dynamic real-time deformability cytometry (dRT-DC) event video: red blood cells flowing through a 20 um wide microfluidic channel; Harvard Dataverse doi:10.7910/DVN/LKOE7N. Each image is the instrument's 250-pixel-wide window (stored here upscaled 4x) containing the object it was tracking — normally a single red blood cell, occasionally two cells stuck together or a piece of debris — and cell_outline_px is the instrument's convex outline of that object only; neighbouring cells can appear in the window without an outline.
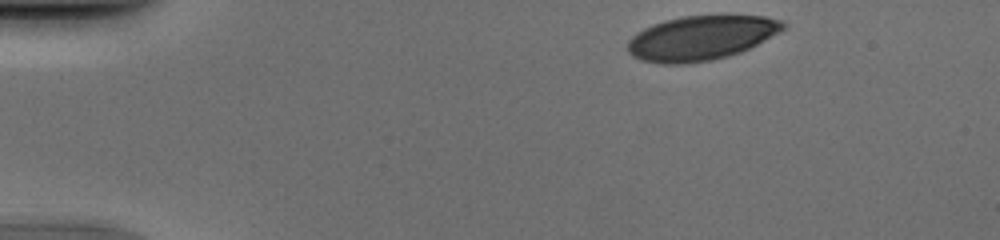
{"species": "human", "species_latin": "Homo sapiens", "temperature_condition": "cold", "stored_images_in_passage": 44, "camera_frame_rate_fps": 3000, "um_per_image_px": 0.085, "donor": {"sex": "male"}, "frame": {"image": 1, "passage_image": 1, "time_ms": 0.0, "image_size_px": [1000, 240], "cell_outline_px": [[784, 28], [756, 44], [740, 52], [728, 56], [712, 60], [684, 64], [664, 64], [640, 60], [632, 56], [628, 52], [628, 40], [636, 32], [652, 24], [664, 20], [680, 16], [720, 12], [728, 12], [764, 16], [780, 20], [784, 24]], "centroid_in_image_um": [59.57, 3.17], "position_along_channel_um": 25.4, "area_um2": 41.27}}
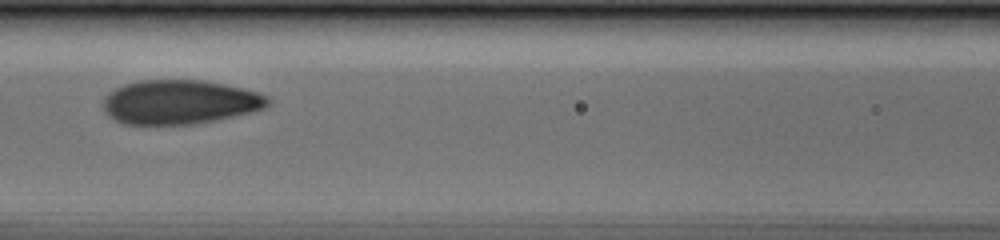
{"frame": {"image": 2, "passage_image": 17, "time_ms": 5.333, "image_size_px": [1000, 240], "cell_outline_px": [[272, 100], [264, 108], [252, 112], [216, 120], [192, 124], [124, 124], [108, 116], [104, 112], [104, 96], [108, 92], [124, 84], [140, 80], [200, 80], [224, 84], [244, 88], [268, 96]], "centroid_in_image_um": [15.28, 8.67], "position_along_channel_um": 151.3, "area_um2": 42.48}}
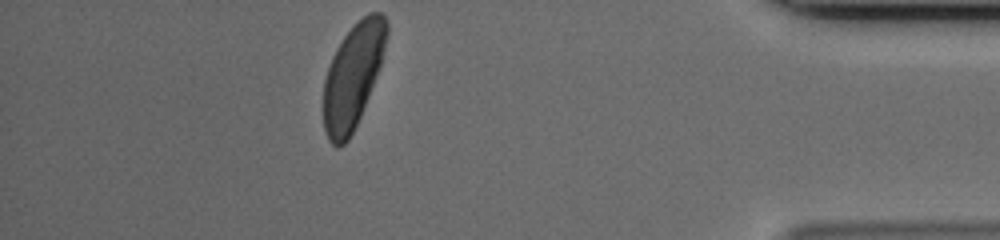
{"frame": {"image": 3, "passage_image": 39, "time_ms": 12.667, "image_size_px": [1000, 240], "cell_outline_px": [[388, 36], [380, 64], [376, 76], [360, 116], [348, 140], [340, 148], [336, 148], [328, 140], [324, 132], [324, 80], [332, 56], [336, 48], [344, 36], [368, 12], [380, 12], [384, 16], [388, 24]], "centroid_in_image_um": [29.99, 6.47], "position_along_channel_um": 405.2, "area_um2": 37.92}}